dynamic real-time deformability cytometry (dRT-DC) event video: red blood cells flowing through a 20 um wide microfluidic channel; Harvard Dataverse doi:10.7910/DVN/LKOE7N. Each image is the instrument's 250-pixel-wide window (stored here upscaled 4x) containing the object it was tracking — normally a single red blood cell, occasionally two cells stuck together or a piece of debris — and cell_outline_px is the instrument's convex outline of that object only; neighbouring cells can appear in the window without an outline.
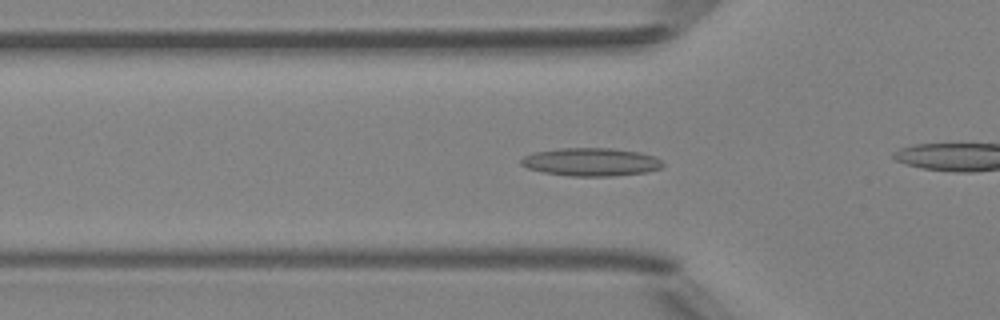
{"species": "Egyptian fruit bat (a non-hibernating species)", "species_latin": "Rousettus aegyptiacus", "temperature_condition": "room temperature", "stored_images_in_passage": 39, "camera_frame_rate_fps": 3000, "um_per_image_px": 0.085, "animal": {"sex": "female"}, "frame": {"image": 1, "passage_image": 16, "time_ms": 5.0, "image_size_px": [1000, 320], "cell_outline_px": [[664, 164], [660, 168], [648, 172], [608, 176], [572, 176], [544, 172], [528, 168], [520, 164], [520, 160], [524, 156], [532, 152], [560, 148], [612, 148], [640, 152], [652, 156], [660, 160]], "centroid_in_image_um": [50.21, 13.76], "position_along_channel_um": 75.6, "area_um2": 23.12}}
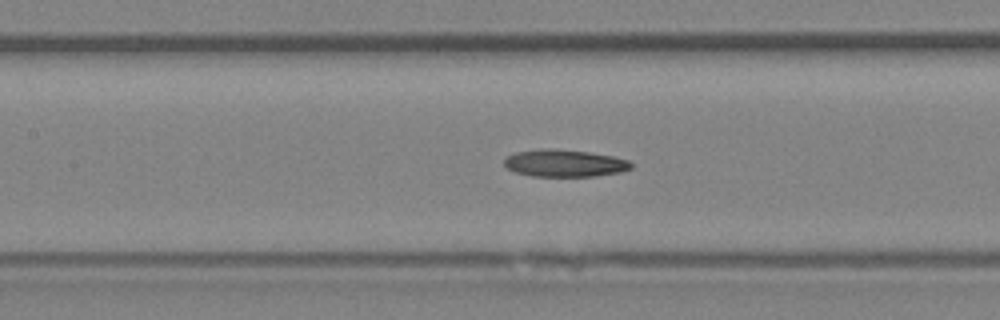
{"frame": {"image": 2, "passage_image": 22, "time_ms": 7.0, "image_size_px": [1000, 320], "cell_outline_px": [[632, 168], [620, 172], [596, 176], [532, 176], [516, 172], [508, 168], [504, 164], [504, 160], [508, 156], [516, 152], [540, 148], [552, 148], [588, 152], [612, 156], [628, 160], [632, 164]], "centroid_in_image_um": [47.99, 13.87], "position_along_channel_um": 159.4, "area_um2": 20.06}}
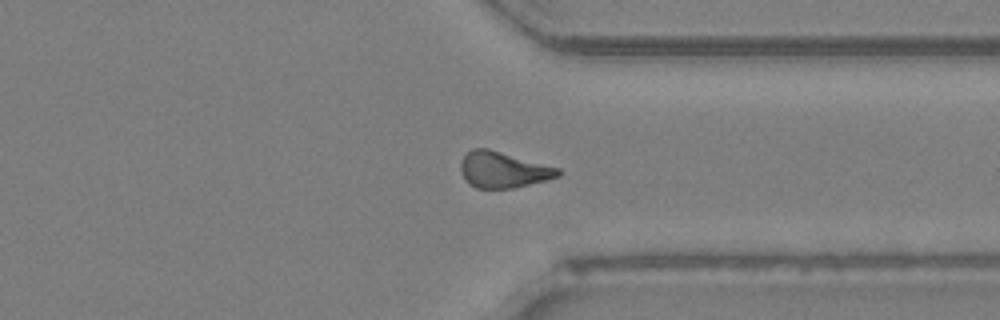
{"frame": {"image": 3, "passage_image": 37, "time_ms": 12.0, "image_size_px": [1000, 320], "cell_outline_px": [[564, 172], [560, 176], [512, 188], [476, 188], [468, 184], [460, 172], [460, 164], [464, 156], [472, 148], [488, 148], [560, 168]], "centroid_in_image_um": [42.76, 14.42], "position_along_channel_um": 368.6, "area_um2": 20.46}}